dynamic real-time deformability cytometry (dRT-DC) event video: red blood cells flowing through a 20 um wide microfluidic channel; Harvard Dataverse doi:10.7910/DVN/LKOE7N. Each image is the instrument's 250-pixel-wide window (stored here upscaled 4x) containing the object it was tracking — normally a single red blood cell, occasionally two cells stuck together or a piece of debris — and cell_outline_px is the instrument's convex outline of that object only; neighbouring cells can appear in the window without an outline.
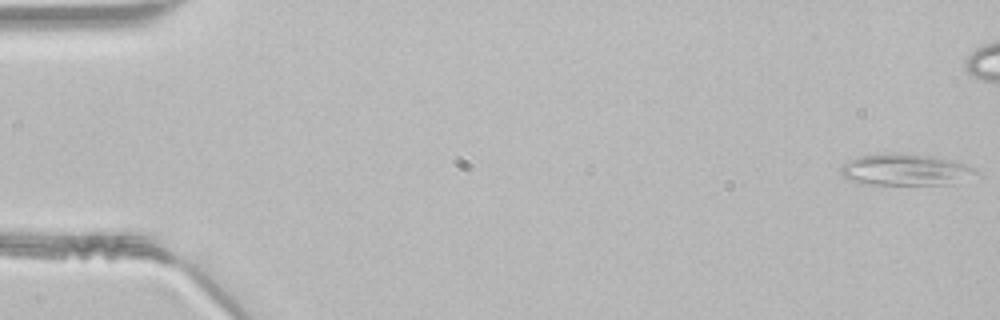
{"species": "common noctule bat (a hibernating species)", "species_latin": "Nyctalus noctula", "temperature_condition": "room temperature", "stored_images_in_passage": 48, "segment_of_instrument_passage": [1, 2], "camera_frame_rate_fps": 3000, "um_per_image_px": 0.085, "animal": {"sex": "male", "body_mass_g": 21.5, "forearm_length_mm": 52.0}, "frame": {"image": 1, "passage_image": 1, "time_ms": 0.0, "image_size_px": [1000, 320], "cell_outline_px": [[980, 176], [952, 184], [860, 184], [844, 176], [840, 172], [840, 168], [848, 160], [860, 156], [904, 152], [932, 156], [952, 160], [976, 168], [980, 172]], "centroid_in_image_um": [77.05, 14.43], "position_along_channel_um": 7.9, "area_um2": 25.09}}
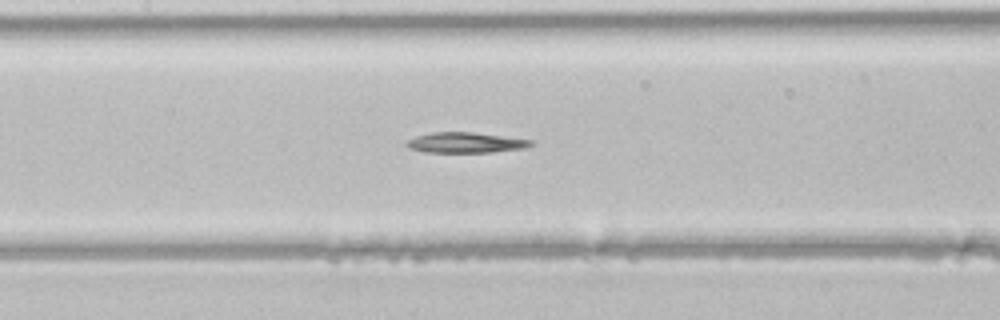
{"frame": {"image": 2, "passage_image": 22, "time_ms": 7.0, "image_size_px": [1000, 320], "cell_outline_px": [[536, 144], [524, 148], [492, 152], [428, 152], [412, 148], [404, 144], [408, 140], [416, 136], [432, 132], [472, 132], [532, 140]], "centroid_in_image_um": [39.61, 12.12], "position_along_channel_um": 167.8, "area_um2": 14.62}}
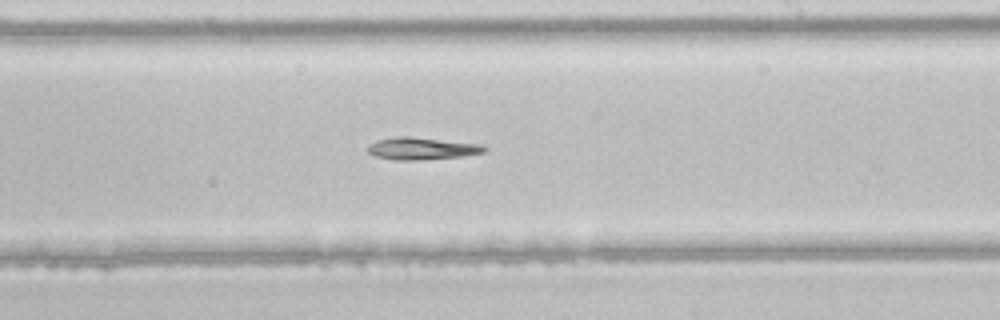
{"frame": {"image": 3, "passage_image": 28, "time_ms": 9.0, "image_size_px": [1000, 320], "cell_outline_px": [[488, 148], [484, 152], [460, 156], [416, 160], [392, 160], [376, 156], [368, 152], [368, 144], [376, 140], [396, 136], [408, 136], [480, 144]], "centroid_in_image_um": [35.8, 12.61], "position_along_channel_um": 253.2, "area_um2": 14.97}}